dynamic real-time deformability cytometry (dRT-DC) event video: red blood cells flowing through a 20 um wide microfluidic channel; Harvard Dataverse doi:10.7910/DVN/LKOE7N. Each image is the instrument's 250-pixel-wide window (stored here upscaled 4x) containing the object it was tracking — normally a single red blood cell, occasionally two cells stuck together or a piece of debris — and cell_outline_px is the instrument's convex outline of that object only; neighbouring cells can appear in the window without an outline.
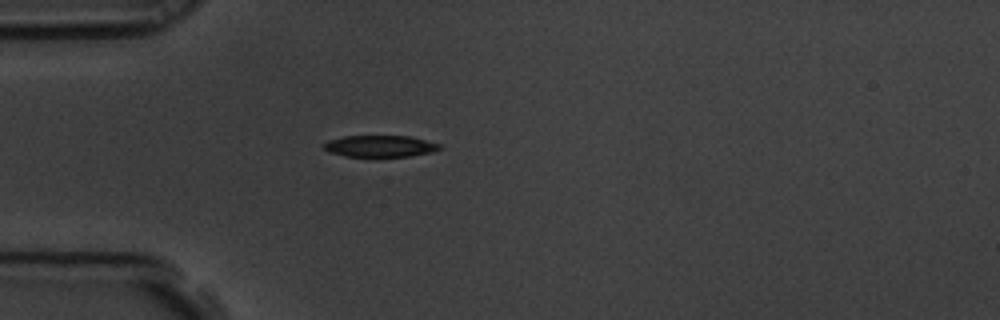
{"species": "common noctule bat (a hibernating species)", "species_latin": "Nyctalus noctula", "temperature_condition": "room temperature", "stored_images_in_passage": 1, "camera_frame_rate_fps": 3000, "um_per_image_px": 0.085, "animal": {"sex": "male", "body_mass_g": 19.5, "forearm_length_mm": 54.6}, "frame": {"image": 1, "passage_image": 1, "time_ms": 0.0, "image_size_px": [1000, 320], "cell_outline_px": [[440, 148], [432, 152], [408, 156], [344, 156], [328, 152], [320, 144], [328, 140], [344, 136], [412, 136], [440, 144]], "centroid_in_image_um": [32.25, 12.41], "position_along_channel_um": 52.7, "area_um2": 14.57}}